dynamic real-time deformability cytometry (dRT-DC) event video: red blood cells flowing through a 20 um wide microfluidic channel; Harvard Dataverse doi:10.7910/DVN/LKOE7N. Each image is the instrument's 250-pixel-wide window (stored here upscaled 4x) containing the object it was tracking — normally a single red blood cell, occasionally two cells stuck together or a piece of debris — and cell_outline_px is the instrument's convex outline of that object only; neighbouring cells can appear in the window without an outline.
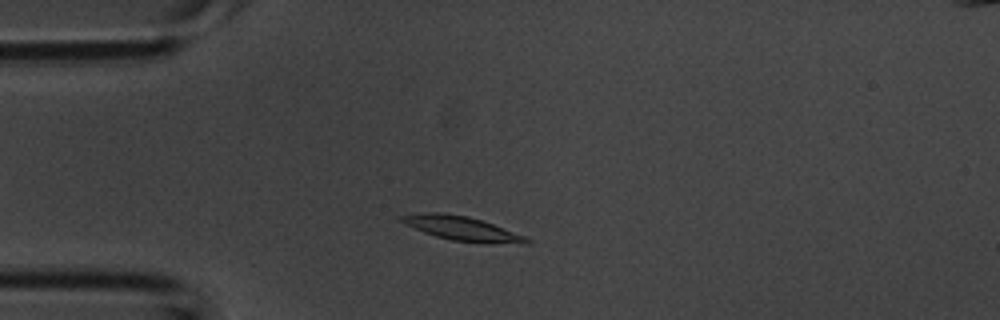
{"species": "common noctule bat (a hibernating species)", "species_latin": "Nyctalus noctula", "temperature_condition": "room temperature", "stored_images_in_passage": 38, "camera_frame_rate_fps": 3000, "um_per_image_px": 0.085, "animal": {"sex": "male", "body_mass_g": 20.1, "forearm_length_mm": 53.5}, "frame": {"image": 1, "passage_image": 6, "time_ms": 1.667, "image_size_px": [1000, 320], "cell_outline_px": [[532, 240], [528, 244], [480, 244], [452, 240], [436, 236], [424, 232], [404, 224], [396, 220], [400, 216], [420, 212], [440, 212], [468, 216], [528, 236]], "centroid_in_image_um": [39.31, 19.44], "position_along_channel_um": 45.7, "area_um2": 18.15}}
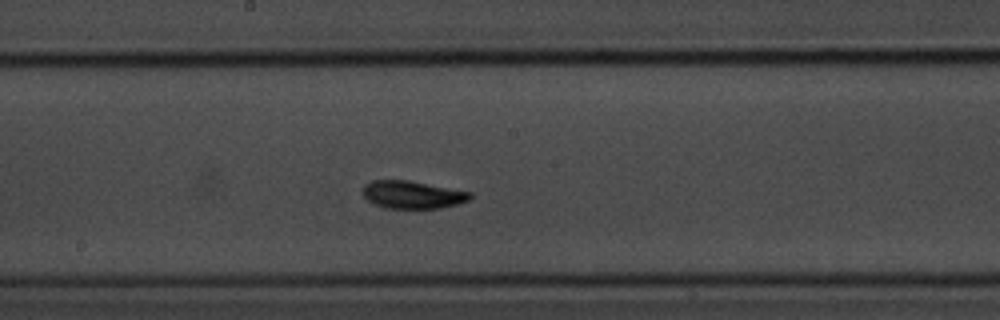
{"frame": {"image": 2, "passage_image": 18, "time_ms": 5.667, "image_size_px": [1000, 320], "cell_outline_px": [[472, 196], [468, 200], [456, 204], [440, 208], [384, 208], [368, 200], [364, 196], [364, 188], [372, 180], [408, 180], [472, 192]], "centroid_in_image_um": [35.09, 16.55], "position_along_channel_um": 213.1, "area_um2": 17.05}}
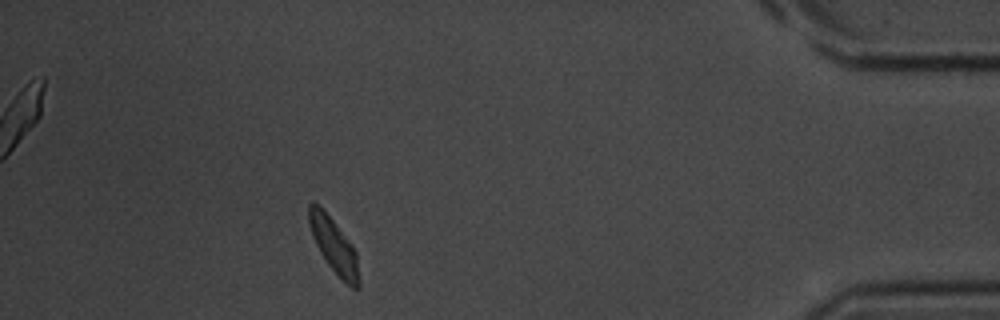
{"frame": {"image": 3, "passage_image": 34, "time_ms": 11.0, "image_size_px": [1000, 320], "cell_outline_px": [[360, 288], [352, 288], [328, 264], [320, 252], [316, 244], [308, 224], [308, 204], [312, 200], [320, 204], [352, 244], [356, 252], [360, 280]], "centroid_in_image_um": [28.37, 20.81], "position_along_channel_um": 406.8, "area_um2": 15.95}}